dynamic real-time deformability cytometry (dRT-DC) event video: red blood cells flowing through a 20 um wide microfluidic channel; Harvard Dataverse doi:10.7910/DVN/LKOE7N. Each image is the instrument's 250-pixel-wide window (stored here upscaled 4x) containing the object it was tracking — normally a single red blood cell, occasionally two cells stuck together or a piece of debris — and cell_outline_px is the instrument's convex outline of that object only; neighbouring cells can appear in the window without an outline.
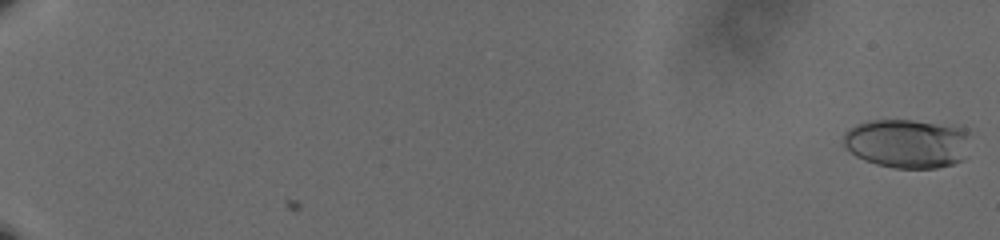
{"species": "human", "species_latin": "Homo sapiens", "temperature_condition": "cold", "stored_images_in_passage": 62, "camera_frame_rate_fps": 3000, "um_per_image_px": 0.085, "donor": {"sex": "male"}, "frame": {"image": 1, "passage_image": 2, "time_ms": 0.333, "image_size_px": [1000, 240], "cell_outline_px": [[964, 136], [960, 160], [952, 164], [936, 168], [892, 168], [876, 164], [864, 160], [856, 156], [844, 148], [844, 132], [868, 120], [912, 120], [964, 128]], "centroid_in_image_um": [76.97, 12.2], "position_along_channel_um": 8.0, "area_um2": 35.2}}
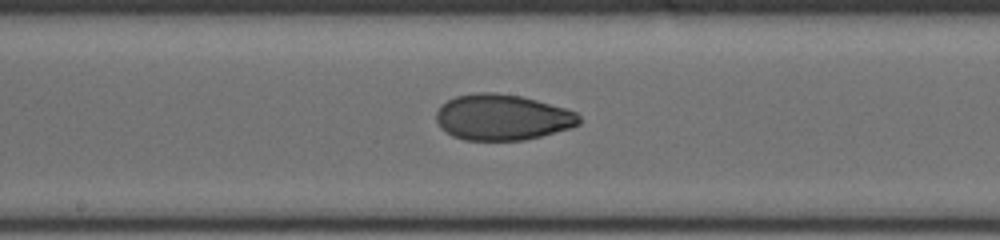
{"frame": {"image": 2, "passage_image": 38, "time_ms": 12.333, "image_size_px": [1000, 240], "cell_outline_px": [[580, 124], [572, 128], [524, 140], [464, 140], [452, 136], [440, 128], [436, 120], [436, 112], [440, 104], [456, 96], [476, 92], [496, 92], [520, 96], [536, 100], [564, 108], [576, 112], [580, 116]], "centroid_in_image_um": [42.67, 9.97], "position_along_channel_um": 205.5, "area_um2": 38.38}}
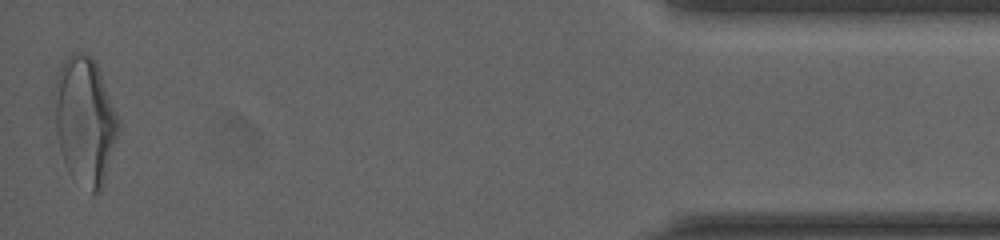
{"frame": {"image": 3, "passage_image": 62, "time_ms": 20.333, "image_size_px": [1000, 240], "cell_outline_px": [[120, 124], [116, 140], [104, 184], [100, 192], [92, 192], [72, 180], [68, 172], [60, 148], [56, 132], [52, 92], [56, 72], [64, 60], [72, 52], [84, 52], [92, 56], [96, 64]], "centroid_in_image_um": [7.17, 10.26], "position_along_channel_um": 428.0, "area_um2": 47.8}, "authors_computed_cell_mechanics": {"area_um2": 37.5411, "velocity_mm_per_s": 3.6279, "shape_relaxation_time_tau1_ms": 5.7104, "shape_relaxation_time_tau2_ms": 1.4199, "deformation_change_tau1": 0.1742, "deformation_change_tau2": 0.0555}}